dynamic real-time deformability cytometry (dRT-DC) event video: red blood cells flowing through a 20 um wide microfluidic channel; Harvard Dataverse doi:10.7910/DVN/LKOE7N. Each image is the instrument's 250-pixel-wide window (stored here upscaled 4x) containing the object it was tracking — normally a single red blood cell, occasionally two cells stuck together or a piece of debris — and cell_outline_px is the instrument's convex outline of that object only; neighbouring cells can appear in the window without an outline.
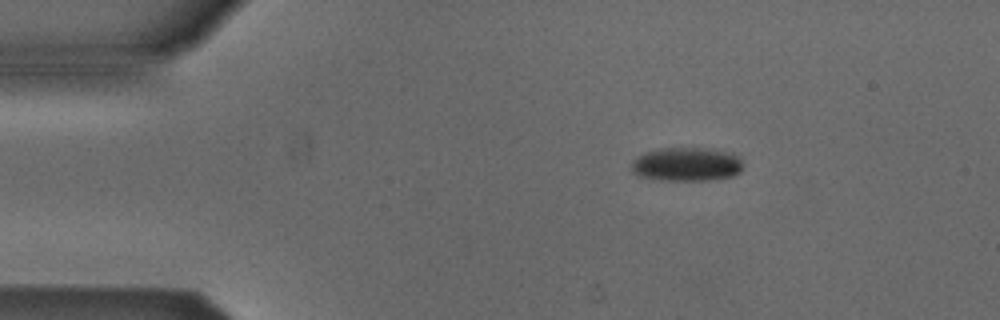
{"species": "Egyptian fruit bat (a non-hibernating species)", "species_latin": "Rousettus aegyptiacus", "temperature_condition": "cold", "stored_images_in_passage": 3, "camera_frame_rate_fps": 3000, "um_per_image_px": 0.085, "animal": {"sex": "male"}, "frame": {"image": 1, "passage_image": 1, "time_ms": 0.0, "image_size_px": [1000, 320], "cell_outline_px": [[744, 168], [740, 172], [732, 176], [708, 180], [660, 180], [640, 176], [632, 172], [628, 164], [636, 156], [644, 152], [660, 148], [704, 148], [732, 152], [740, 156], [744, 164]], "centroid_in_image_um": [58.36, 13.95], "position_along_channel_um": 26.6, "area_um2": 22.48}}
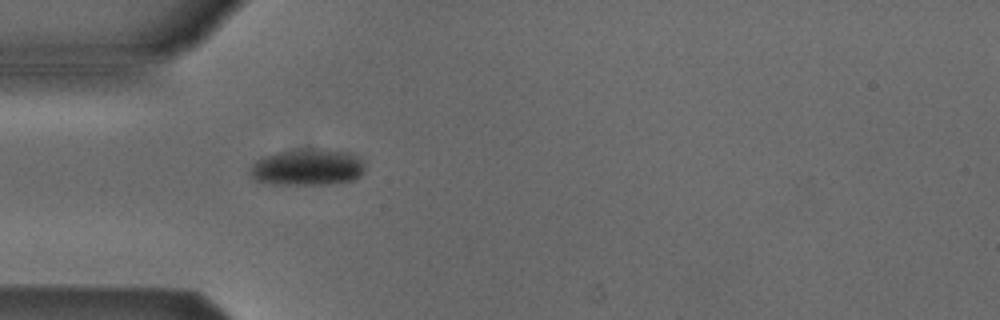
{"frame": {"image": 2, "passage_image": 3, "time_ms": 2.333, "image_size_px": [1000, 320], "cell_outline_px": [[364, 168], [360, 176], [352, 180], [328, 184], [272, 184], [256, 180], [252, 176], [252, 164], [256, 160], [264, 156], [276, 152], [300, 148], [312, 148], [352, 152], [364, 164]], "centroid_in_image_um": [26.14, 14.19], "position_along_channel_um": 58.9, "area_um2": 24.39}}